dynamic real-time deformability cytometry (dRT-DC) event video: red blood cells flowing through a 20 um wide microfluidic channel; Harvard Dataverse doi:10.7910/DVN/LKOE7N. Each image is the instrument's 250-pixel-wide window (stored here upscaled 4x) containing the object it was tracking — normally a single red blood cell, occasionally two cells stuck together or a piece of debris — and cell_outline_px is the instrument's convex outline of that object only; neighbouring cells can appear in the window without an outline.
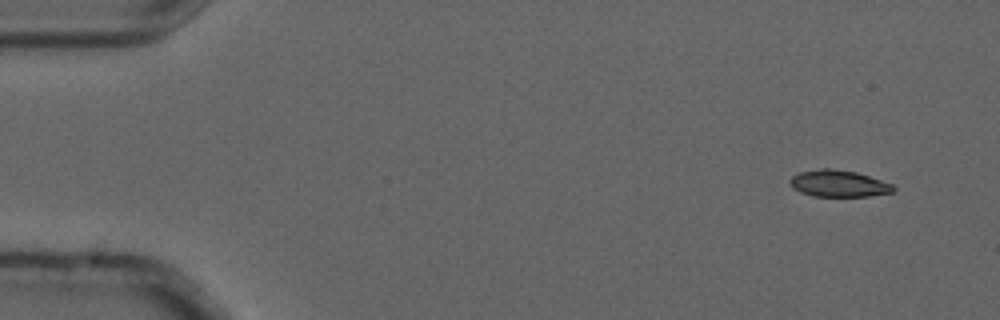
{"species": "common noctule bat (a hibernating species)", "species_latin": "Nyctalus noctula", "temperature_condition": "cold", "stored_images_in_passage": 5, "segment_of_instrument_passage": [2, 2], "camera_frame_rate_fps": 3000, "um_per_image_px": 0.085, "animal": {"sex": "male", "forearm_length_mm": 52.5}, "frame": {"image": 1, "passage_image": 5, "time_ms": 1.333, "image_size_px": [1000, 320], "cell_outline_px": [[896, 188], [892, 192], [868, 196], [812, 196], [800, 192], [792, 188], [788, 180], [792, 176], [800, 172], [820, 168], [828, 168], [856, 172], [892, 184]], "centroid_in_image_um": [71.24, 15.6], "position_along_channel_um": 13.8, "area_um2": 16.01}}